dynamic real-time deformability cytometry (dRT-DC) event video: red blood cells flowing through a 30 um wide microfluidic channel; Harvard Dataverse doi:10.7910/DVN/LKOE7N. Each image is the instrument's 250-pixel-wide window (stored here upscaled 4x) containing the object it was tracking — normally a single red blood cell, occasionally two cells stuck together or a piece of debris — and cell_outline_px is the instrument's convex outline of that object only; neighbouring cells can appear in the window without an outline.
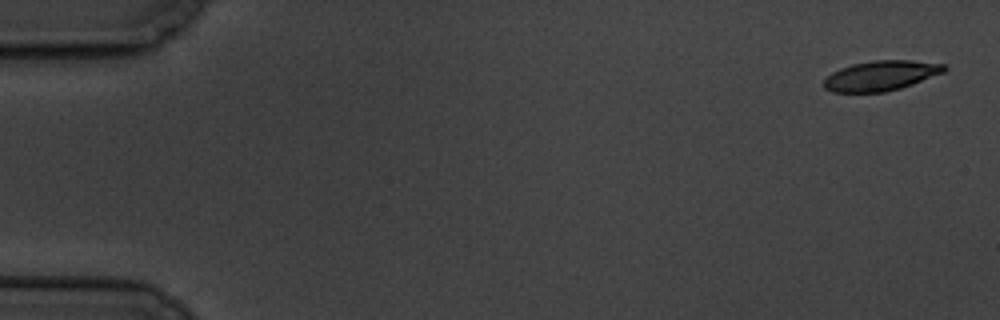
{"species": "common noctule bat (a hibernating species)", "species_latin": "Nyctalus noctula", "temperature_condition": "cold", "stored_images_in_passage": 6, "camera_frame_rate_fps": 3000, "um_per_image_px": 0.085, "animal": {"sex": "male", "body_mass_g": 19.5, "forearm_length_mm": 54.6}, "frame": {"image": 1, "passage_image": 1, "time_ms": 0.0, "image_size_px": [1000, 320], "cell_outline_px": [[948, 68], [944, 72], [912, 84], [900, 88], [884, 92], [832, 92], [824, 88], [824, 80], [832, 72], [840, 68], [852, 64], [876, 60], [912, 60], [944, 64]], "centroid_in_image_um": [74.88, 6.43], "position_along_channel_um": 10.1, "area_um2": 20.92}}
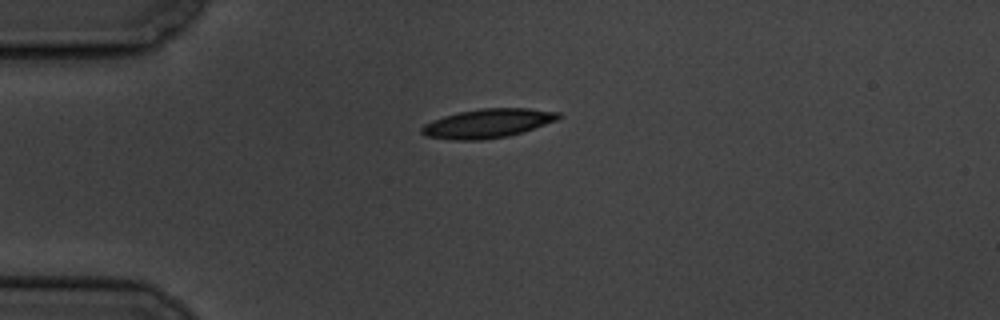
{"frame": {"image": 2, "passage_image": 4, "time_ms": 4.333, "image_size_px": [1000, 320], "cell_outline_px": [[564, 116], [556, 120], [508, 136], [480, 140], [456, 140], [424, 136], [420, 132], [420, 128], [424, 124], [432, 120], [444, 116], [460, 112], [480, 108], [528, 108], [560, 112]], "centroid_in_image_um": [41.43, 10.48], "position_along_channel_um": 43.6, "area_um2": 23.0}}
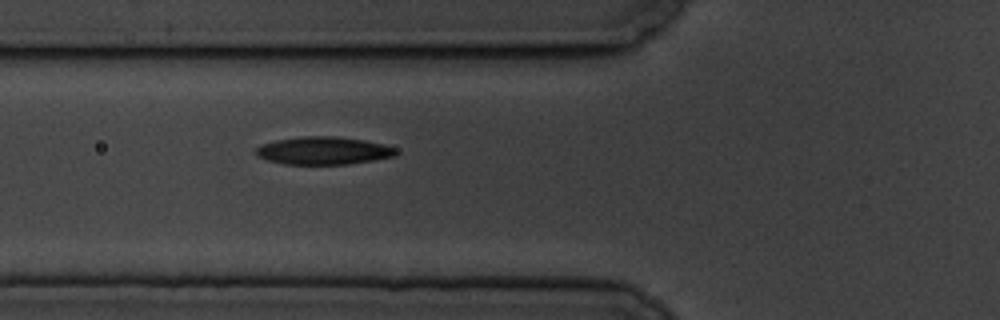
{"frame": {"image": 3, "passage_image": 6, "time_ms": 6.667, "image_size_px": [1000, 320], "cell_outline_px": [[400, 152], [396, 156], [348, 164], [284, 164], [268, 160], [256, 156], [256, 148], [260, 144], [276, 140], [304, 136], [336, 136], [364, 140], [384, 144], [396, 148]], "centroid_in_image_um": [27.51, 12.8], "position_along_channel_um": 98.3, "area_um2": 22.77}}